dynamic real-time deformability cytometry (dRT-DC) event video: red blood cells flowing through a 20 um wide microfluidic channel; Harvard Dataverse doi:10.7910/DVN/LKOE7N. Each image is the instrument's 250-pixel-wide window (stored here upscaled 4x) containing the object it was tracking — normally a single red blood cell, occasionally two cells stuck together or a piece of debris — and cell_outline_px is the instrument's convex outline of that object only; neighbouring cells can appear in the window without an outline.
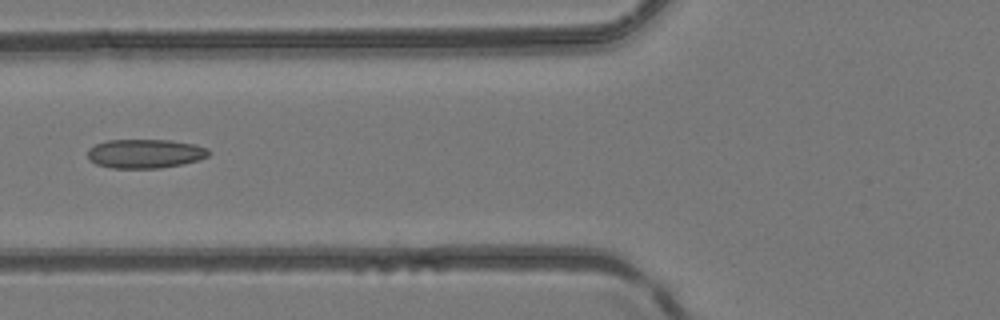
{"species": "common noctule bat (a hibernating species)", "species_latin": "Nyctalus noctula", "temperature_condition": "room temperature", "stored_images_in_passage": 7, "camera_frame_rate_fps": 3000, "um_per_image_px": 0.085, "animal": {"sex": "female", "body_mass_g": 24.6, "forearm_length_mm": 56.2}, "frame": {"image": 1, "passage_image": 5, "time_ms": 5.667, "image_size_px": [1000, 320], "cell_outline_px": [[212, 152], [208, 156], [200, 160], [184, 164], [160, 168], [112, 168], [96, 164], [88, 160], [88, 148], [96, 144], [108, 140], [172, 140], [196, 144], [208, 148]], "centroid_in_image_um": [12.37, 13.06], "position_along_channel_um": 113.4, "area_um2": 20.81}}
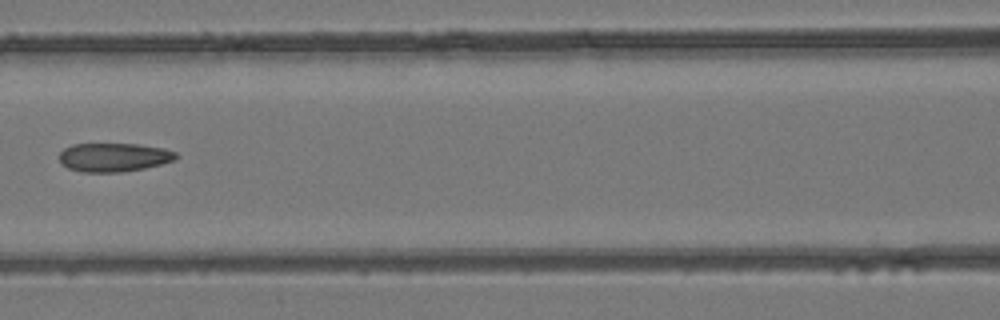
{"frame": {"image": 2, "passage_image": 6, "time_ms": 6.667, "image_size_px": [1000, 320], "cell_outline_px": [[180, 156], [176, 160], [144, 168], [120, 172], [84, 172], [68, 168], [60, 164], [60, 152], [64, 148], [72, 144], [140, 144], [164, 148], [176, 152]], "centroid_in_image_um": [9.69, 13.36], "position_along_channel_um": 156.9, "area_um2": 19.65}}
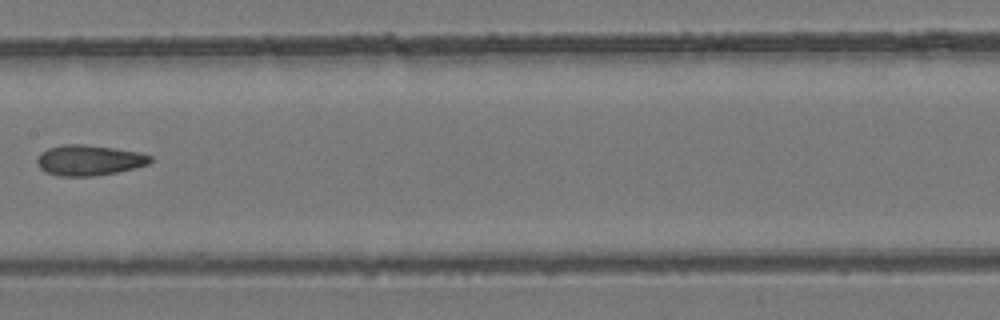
{"frame": {"image": 3, "passage_image": 7, "time_ms": 7.667, "image_size_px": [1000, 320], "cell_outline_px": [[152, 160], [148, 164], [116, 172], [96, 176], [60, 176], [44, 172], [36, 164], [36, 160], [40, 152], [48, 148], [64, 144], [84, 144], [140, 152], [152, 156]], "centroid_in_image_um": [7.53, 13.62], "position_along_channel_um": 199.9, "area_um2": 20.17}}